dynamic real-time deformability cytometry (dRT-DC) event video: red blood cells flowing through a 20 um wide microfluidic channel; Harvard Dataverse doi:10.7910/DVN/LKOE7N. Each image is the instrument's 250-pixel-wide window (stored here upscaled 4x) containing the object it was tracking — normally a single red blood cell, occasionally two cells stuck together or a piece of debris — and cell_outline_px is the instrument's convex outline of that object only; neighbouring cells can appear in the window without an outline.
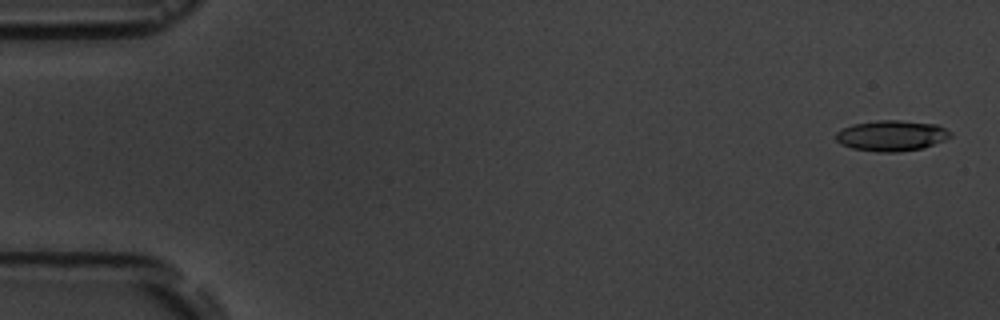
{"species": "common noctule bat (a hibernating species)", "species_latin": "Nyctalus noctula", "temperature_condition": "room temperature", "stored_images_in_passage": 5, "camera_frame_rate_fps": 3000, "um_per_image_px": 0.085, "animal": {"sex": "male", "body_mass_g": 19.5, "forearm_length_mm": 54.6}, "frame": {"image": 1, "passage_image": 1, "time_ms": 0.0, "image_size_px": [1000, 320], "cell_outline_px": [[952, 136], [944, 140], [924, 148], [900, 152], [876, 152], [852, 148], [840, 144], [836, 140], [836, 132], [852, 124], [876, 120], [900, 120], [936, 124], [952, 132]], "centroid_in_image_um": [75.78, 11.53], "position_along_channel_um": 9.2, "area_um2": 20.63}}
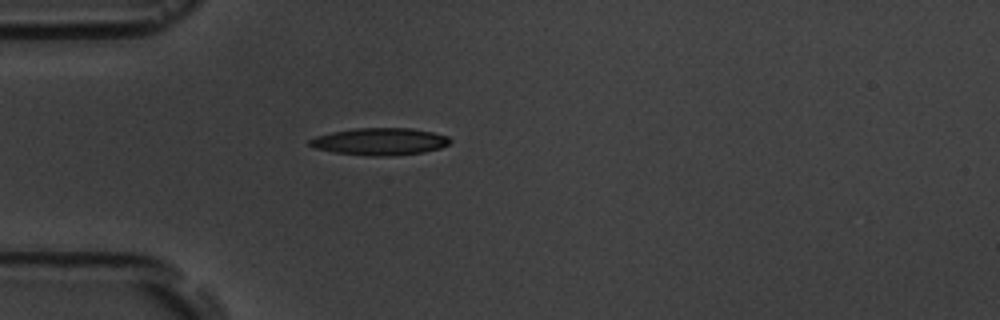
{"frame": {"image": 2, "passage_image": 5, "time_ms": 4.667, "image_size_px": [1000, 320], "cell_outline_px": [[452, 140], [448, 144], [440, 148], [420, 152], [392, 156], [368, 156], [332, 152], [312, 148], [308, 144], [308, 140], [316, 136], [332, 132], [356, 128], [412, 128], [432, 132], [448, 136]], "centroid_in_image_um": [32.24, 12.03], "position_along_channel_um": 52.8, "area_um2": 22.31}}